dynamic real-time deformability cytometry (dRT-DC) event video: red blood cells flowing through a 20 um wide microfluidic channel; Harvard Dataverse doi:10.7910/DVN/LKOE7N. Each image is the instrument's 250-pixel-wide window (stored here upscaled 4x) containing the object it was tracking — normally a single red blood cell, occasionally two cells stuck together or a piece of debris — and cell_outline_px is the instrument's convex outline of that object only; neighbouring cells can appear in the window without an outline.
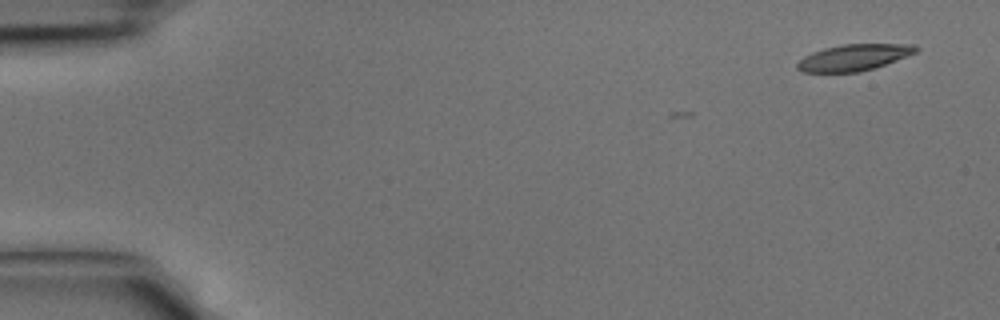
{"species": "common noctule bat (a hibernating species)", "species_latin": "Nyctalus noctula", "temperature_condition": "cold", "stored_images_in_passage": 2, "camera_frame_rate_fps": 3000, "um_per_image_px": 0.085, "animal": {"sex": "male", "body_mass_g": 15.6}, "frame": {"image": 1, "passage_image": 2, "time_ms": 0.333, "image_size_px": [1000, 320], "cell_outline_px": [[920, 48], [916, 52], [884, 64], [860, 72], [800, 72], [796, 68], [796, 64], [804, 56], [812, 52], [824, 48], [844, 44], [916, 44]], "centroid_in_image_um": [72.54, 4.88], "position_along_channel_um": 12.5, "area_um2": 18.09}}